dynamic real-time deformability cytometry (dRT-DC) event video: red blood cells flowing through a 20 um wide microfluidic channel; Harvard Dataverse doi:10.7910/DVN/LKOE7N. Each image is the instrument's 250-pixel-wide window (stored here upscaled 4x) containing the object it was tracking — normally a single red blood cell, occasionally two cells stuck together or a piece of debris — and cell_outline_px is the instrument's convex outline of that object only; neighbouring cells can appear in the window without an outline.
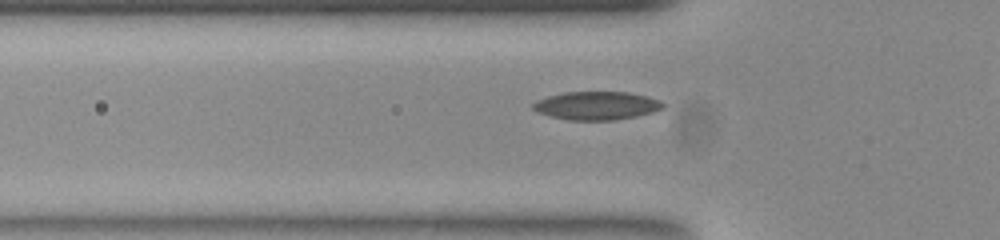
{"species": "common noctule bat (a hibernating species)", "species_latin": "Nyctalus noctula", "temperature_condition": "room temperature", "stored_images_in_passage": 37, "camera_frame_rate_fps": 3000, "um_per_image_px": 0.085, "animal": {"sex": "female", "body_mass_g": 23.0, "forearm_length_mm": 53.4}, "frame": {"image": 1, "passage_image": 8, "time_ms": 2.333, "image_size_px": [1000, 240], "cell_outline_px": [[664, 108], [652, 112], [636, 116], [612, 120], [568, 120], [536, 112], [532, 108], [532, 104], [536, 100], [548, 96], [564, 92], [628, 92], [648, 96], [660, 100], [664, 104]], "centroid_in_image_um": [50.71, 8.97], "position_along_channel_um": 75.1, "area_um2": 21.44}}
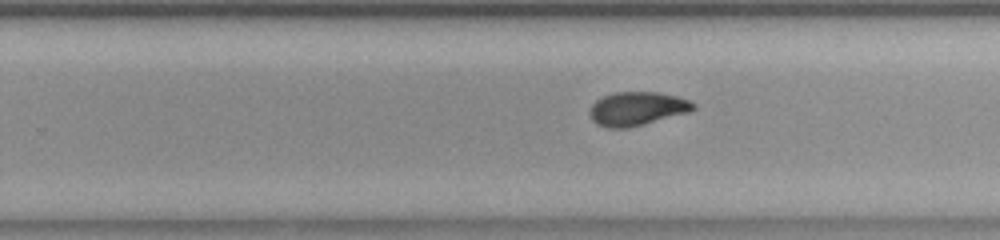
{"frame": {"image": 2, "passage_image": 24, "time_ms": 7.667, "image_size_px": [1000, 240], "cell_outline_px": [[696, 108], [688, 112], [628, 128], [608, 128], [596, 124], [592, 120], [588, 112], [592, 104], [596, 100], [612, 92], [660, 92], [676, 96], [688, 100], [696, 104]], "centroid_in_image_um": [54.12, 9.23], "position_along_channel_um": 275.7, "area_um2": 20.35}}
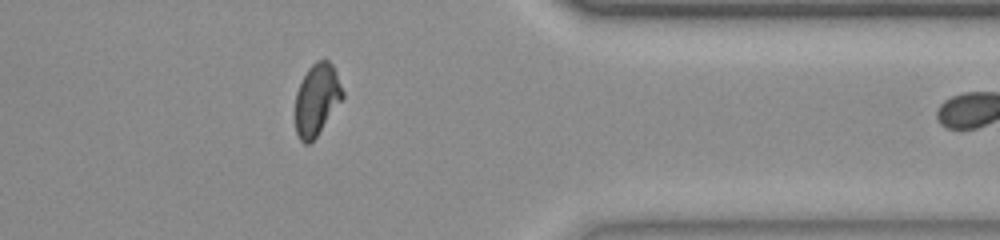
{"frame": {"image": 3, "passage_image": 34, "time_ms": 11.0, "image_size_px": [1000, 240], "cell_outline_px": [[344, 96], [316, 136], [308, 144], [304, 144], [300, 140], [296, 132], [296, 92], [308, 68], [316, 60], [328, 60], [332, 64], [336, 72], [344, 92]], "centroid_in_image_um": [26.93, 8.44], "position_along_channel_um": 384.5, "area_um2": 19.42}, "authors_computed_cell_mechanics": {"area_um2": 20.519, "velocity_mm_per_s": 3.7549, "shape_relaxation_time_tau1_ms": 8.7409, "shape_relaxation_time_tau2_ms": 2.7551, "deformation_change_tau1": 0.2169, "deformation_change_tau2": 0.0652}}